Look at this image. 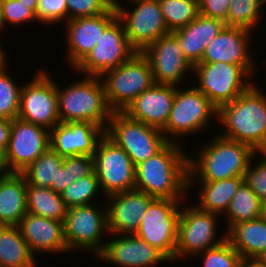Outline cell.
<instances>
[{
    "label": "cell",
    "instance_id": "cell-36",
    "mask_svg": "<svg viewBox=\"0 0 266 267\" xmlns=\"http://www.w3.org/2000/svg\"><path fill=\"white\" fill-rule=\"evenodd\" d=\"M100 190L99 180L93 171L68 185L60 194L66 207L71 208L94 203L95 196L101 194Z\"/></svg>",
    "mask_w": 266,
    "mask_h": 267
},
{
    "label": "cell",
    "instance_id": "cell-39",
    "mask_svg": "<svg viewBox=\"0 0 266 267\" xmlns=\"http://www.w3.org/2000/svg\"><path fill=\"white\" fill-rule=\"evenodd\" d=\"M38 23L57 25L68 21L67 4L65 0H38L36 12Z\"/></svg>",
    "mask_w": 266,
    "mask_h": 267
},
{
    "label": "cell",
    "instance_id": "cell-47",
    "mask_svg": "<svg viewBox=\"0 0 266 267\" xmlns=\"http://www.w3.org/2000/svg\"><path fill=\"white\" fill-rule=\"evenodd\" d=\"M18 1H21V3L30 8L34 13L36 12L38 0H18Z\"/></svg>",
    "mask_w": 266,
    "mask_h": 267
},
{
    "label": "cell",
    "instance_id": "cell-5",
    "mask_svg": "<svg viewBox=\"0 0 266 267\" xmlns=\"http://www.w3.org/2000/svg\"><path fill=\"white\" fill-rule=\"evenodd\" d=\"M187 87H176L171 112L162 130L168 142L180 144V138L209 129L212 117L217 120L218 108L195 86Z\"/></svg>",
    "mask_w": 266,
    "mask_h": 267
},
{
    "label": "cell",
    "instance_id": "cell-17",
    "mask_svg": "<svg viewBox=\"0 0 266 267\" xmlns=\"http://www.w3.org/2000/svg\"><path fill=\"white\" fill-rule=\"evenodd\" d=\"M150 62L156 84L180 87L193 65L184 57L176 36L170 32L161 36L142 52Z\"/></svg>",
    "mask_w": 266,
    "mask_h": 267
},
{
    "label": "cell",
    "instance_id": "cell-23",
    "mask_svg": "<svg viewBox=\"0 0 266 267\" xmlns=\"http://www.w3.org/2000/svg\"><path fill=\"white\" fill-rule=\"evenodd\" d=\"M175 91L176 86L155 83L138 95L123 113L162 131L171 112Z\"/></svg>",
    "mask_w": 266,
    "mask_h": 267
},
{
    "label": "cell",
    "instance_id": "cell-7",
    "mask_svg": "<svg viewBox=\"0 0 266 267\" xmlns=\"http://www.w3.org/2000/svg\"><path fill=\"white\" fill-rule=\"evenodd\" d=\"M95 203L67 209L64 236L70 252L88 251L97 257L105 248L103 238L109 235L107 206ZM103 241V242H102Z\"/></svg>",
    "mask_w": 266,
    "mask_h": 267
},
{
    "label": "cell",
    "instance_id": "cell-44",
    "mask_svg": "<svg viewBox=\"0 0 266 267\" xmlns=\"http://www.w3.org/2000/svg\"><path fill=\"white\" fill-rule=\"evenodd\" d=\"M12 120L0 118V150L6 151L10 138Z\"/></svg>",
    "mask_w": 266,
    "mask_h": 267
},
{
    "label": "cell",
    "instance_id": "cell-9",
    "mask_svg": "<svg viewBox=\"0 0 266 267\" xmlns=\"http://www.w3.org/2000/svg\"><path fill=\"white\" fill-rule=\"evenodd\" d=\"M105 134L130 156L134 165L159 152L167 143L160 129L113 112Z\"/></svg>",
    "mask_w": 266,
    "mask_h": 267
},
{
    "label": "cell",
    "instance_id": "cell-18",
    "mask_svg": "<svg viewBox=\"0 0 266 267\" xmlns=\"http://www.w3.org/2000/svg\"><path fill=\"white\" fill-rule=\"evenodd\" d=\"M109 236L113 238L105 241V248L96 257L100 262L116 267H156L170 261L161 251L150 246L136 234Z\"/></svg>",
    "mask_w": 266,
    "mask_h": 267
},
{
    "label": "cell",
    "instance_id": "cell-52",
    "mask_svg": "<svg viewBox=\"0 0 266 267\" xmlns=\"http://www.w3.org/2000/svg\"><path fill=\"white\" fill-rule=\"evenodd\" d=\"M124 1H125V0H124ZM127 1H129L128 3L131 2V4H132V3H134V2L143 1V0H127Z\"/></svg>",
    "mask_w": 266,
    "mask_h": 267
},
{
    "label": "cell",
    "instance_id": "cell-51",
    "mask_svg": "<svg viewBox=\"0 0 266 267\" xmlns=\"http://www.w3.org/2000/svg\"><path fill=\"white\" fill-rule=\"evenodd\" d=\"M242 267H260L255 264L253 261H244Z\"/></svg>",
    "mask_w": 266,
    "mask_h": 267
},
{
    "label": "cell",
    "instance_id": "cell-16",
    "mask_svg": "<svg viewBox=\"0 0 266 267\" xmlns=\"http://www.w3.org/2000/svg\"><path fill=\"white\" fill-rule=\"evenodd\" d=\"M50 147V130L20 118L12 120L5 161L10 172L21 173Z\"/></svg>",
    "mask_w": 266,
    "mask_h": 267
},
{
    "label": "cell",
    "instance_id": "cell-11",
    "mask_svg": "<svg viewBox=\"0 0 266 267\" xmlns=\"http://www.w3.org/2000/svg\"><path fill=\"white\" fill-rule=\"evenodd\" d=\"M184 203L186 202L182 203L178 223L176 262L213 248L226 240V234L223 233L221 237L216 238L219 232L217 231V218L220 215L203 211L196 205L186 206Z\"/></svg>",
    "mask_w": 266,
    "mask_h": 267
},
{
    "label": "cell",
    "instance_id": "cell-19",
    "mask_svg": "<svg viewBox=\"0 0 266 267\" xmlns=\"http://www.w3.org/2000/svg\"><path fill=\"white\" fill-rule=\"evenodd\" d=\"M117 18L111 7L105 14L76 18L64 23L66 36V61L74 69L95 47L104 30Z\"/></svg>",
    "mask_w": 266,
    "mask_h": 267
},
{
    "label": "cell",
    "instance_id": "cell-4",
    "mask_svg": "<svg viewBox=\"0 0 266 267\" xmlns=\"http://www.w3.org/2000/svg\"><path fill=\"white\" fill-rule=\"evenodd\" d=\"M80 78L65 88L57 82L59 120L88 121L105 130L113 111L108 106L102 80L99 76Z\"/></svg>",
    "mask_w": 266,
    "mask_h": 267
},
{
    "label": "cell",
    "instance_id": "cell-22",
    "mask_svg": "<svg viewBox=\"0 0 266 267\" xmlns=\"http://www.w3.org/2000/svg\"><path fill=\"white\" fill-rule=\"evenodd\" d=\"M105 130L88 121L58 123L50 130V147L61 157L93 155Z\"/></svg>",
    "mask_w": 266,
    "mask_h": 267
},
{
    "label": "cell",
    "instance_id": "cell-46",
    "mask_svg": "<svg viewBox=\"0 0 266 267\" xmlns=\"http://www.w3.org/2000/svg\"><path fill=\"white\" fill-rule=\"evenodd\" d=\"M252 261L260 267H266V251L260 253Z\"/></svg>",
    "mask_w": 266,
    "mask_h": 267
},
{
    "label": "cell",
    "instance_id": "cell-12",
    "mask_svg": "<svg viewBox=\"0 0 266 267\" xmlns=\"http://www.w3.org/2000/svg\"><path fill=\"white\" fill-rule=\"evenodd\" d=\"M42 69L21 87L18 118L51 130L60 123L57 82Z\"/></svg>",
    "mask_w": 266,
    "mask_h": 267
},
{
    "label": "cell",
    "instance_id": "cell-50",
    "mask_svg": "<svg viewBox=\"0 0 266 267\" xmlns=\"http://www.w3.org/2000/svg\"><path fill=\"white\" fill-rule=\"evenodd\" d=\"M260 217L266 221V200L262 201L261 216Z\"/></svg>",
    "mask_w": 266,
    "mask_h": 267
},
{
    "label": "cell",
    "instance_id": "cell-43",
    "mask_svg": "<svg viewBox=\"0 0 266 267\" xmlns=\"http://www.w3.org/2000/svg\"><path fill=\"white\" fill-rule=\"evenodd\" d=\"M230 0H199V13L206 17L223 20L227 26Z\"/></svg>",
    "mask_w": 266,
    "mask_h": 267
},
{
    "label": "cell",
    "instance_id": "cell-33",
    "mask_svg": "<svg viewBox=\"0 0 266 267\" xmlns=\"http://www.w3.org/2000/svg\"><path fill=\"white\" fill-rule=\"evenodd\" d=\"M169 32L187 26L199 16V0H158Z\"/></svg>",
    "mask_w": 266,
    "mask_h": 267
},
{
    "label": "cell",
    "instance_id": "cell-41",
    "mask_svg": "<svg viewBox=\"0 0 266 267\" xmlns=\"http://www.w3.org/2000/svg\"><path fill=\"white\" fill-rule=\"evenodd\" d=\"M262 154L260 160L256 161L252 157L248 169L244 174V182L255 192L261 201L266 200V151ZM256 161V165H253Z\"/></svg>",
    "mask_w": 266,
    "mask_h": 267
},
{
    "label": "cell",
    "instance_id": "cell-32",
    "mask_svg": "<svg viewBox=\"0 0 266 267\" xmlns=\"http://www.w3.org/2000/svg\"><path fill=\"white\" fill-rule=\"evenodd\" d=\"M64 158L49 147L21 174L27 185L51 188L56 183L57 168L63 164Z\"/></svg>",
    "mask_w": 266,
    "mask_h": 267
},
{
    "label": "cell",
    "instance_id": "cell-15",
    "mask_svg": "<svg viewBox=\"0 0 266 267\" xmlns=\"http://www.w3.org/2000/svg\"><path fill=\"white\" fill-rule=\"evenodd\" d=\"M136 52L126 36L122 22L116 18L74 70L76 74L100 77L129 60Z\"/></svg>",
    "mask_w": 266,
    "mask_h": 267
},
{
    "label": "cell",
    "instance_id": "cell-31",
    "mask_svg": "<svg viewBox=\"0 0 266 267\" xmlns=\"http://www.w3.org/2000/svg\"><path fill=\"white\" fill-rule=\"evenodd\" d=\"M262 201L255 192L244 182L233 196L225 212V229L228 231L237 223L254 220L261 216Z\"/></svg>",
    "mask_w": 266,
    "mask_h": 267
},
{
    "label": "cell",
    "instance_id": "cell-24",
    "mask_svg": "<svg viewBox=\"0 0 266 267\" xmlns=\"http://www.w3.org/2000/svg\"><path fill=\"white\" fill-rule=\"evenodd\" d=\"M18 227L35 256L48 252L50 254L69 252L64 236L63 222L27 212Z\"/></svg>",
    "mask_w": 266,
    "mask_h": 267
},
{
    "label": "cell",
    "instance_id": "cell-13",
    "mask_svg": "<svg viewBox=\"0 0 266 267\" xmlns=\"http://www.w3.org/2000/svg\"><path fill=\"white\" fill-rule=\"evenodd\" d=\"M122 22L131 46L137 52H143L150 44L169 32L161 12L158 0H143L132 3L127 9L118 0H111Z\"/></svg>",
    "mask_w": 266,
    "mask_h": 267
},
{
    "label": "cell",
    "instance_id": "cell-49",
    "mask_svg": "<svg viewBox=\"0 0 266 267\" xmlns=\"http://www.w3.org/2000/svg\"><path fill=\"white\" fill-rule=\"evenodd\" d=\"M5 27L6 26L4 25V20H3V15H2V6H1V1H0V36L2 35V32L6 30L4 29Z\"/></svg>",
    "mask_w": 266,
    "mask_h": 267
},
{
    "label": "cell",
    "instance_id": "cell-2",
    "mask_svg": "<svg viewBox=\"0 0 266 267\" xmlns=\"http://www.w3.org/2000/svg\"><path fill=\"white\" fill-rule=\"evenodd\" d=\"M198 147V151H195L197 157L189 156V190L194 185L196 187L198 181L211 182L244 176L252 157L259 155L251 146L219 134Z\"/></svg>",
    "mask_w": 266,
    "mask_h": 267
},
{
    "label": "cell",
    "instance_id": "cell-21",
    "mask_svg": "<svg viewBox=\"0 0 266 267\" xmlns=\"http://www.w3.org/2000/svg\"><path fill=\"white\" fill-rule=\"evenodd\" d=\"M251 34L250 30L244 28L225 26L209 42L199 63L224 62L241 65L254 76L256 61L252 58L254 56L251 55L249 48Z\"/></svg>",
    "mask_w": 266,
    "mask_h": 267
},
{
    "label": "cell",
    "instance_id": "cell-3",
    "mask_svg": "<svg viewBox=\"0 0 266 267\" xmlns=\"http://www.w3.org/2000/svg\"><path fill=\"white\" fill-rule=\"evenodd\" d=\"M217 122L224 127L221 136L266 151V93L256 82L232 102L218 108Z\"/></svg>",
    "mask_w": 266,
    "mask_h": 267
},
{
    "label": "cell",
    "instance_id": "cell-35",
    "mask_svg": "<svg viewBox=\"0 0 266 267\" xmlns=\"http://www.w3.org/2000/svg\"><path fill=\"white\" fill-rule=\"evenodd\" d=\"M265 4L266 0H230L227 26L253 31L259 25L258 21H261L262 7Z\"/></svg>",
    "mask_w": 266,
    "mask_h": 267
},
{
    "label": "cell",
    "instance_id": "cell-34",
    "mask_svg": "<svg viewBox=\"0 0 266 267\" xmlns=\"http://www.w3.org/2000/svg\"><path fill=\"white\" fill-rule=\"evenodd\" d=\"M94 171L93 155H73L65 157L63 164L57 168L56 183H52L51 189L61 193L68 185L79 178L90 175Z\"/></svg>",
    "mask_w": 266,
    "mask_h": 267
},
{
    "label": "cell",
    "instance_id": "cell-1",
    "mask_svg": "<svg viewBox=\"0 0 266 267\" xmlns=\"http://www.w3.org/2000/svg\"><path fill=\"white\" fill-rule=\"evenodd\" d=\"M183 148L182 144L168 142L155 155L135 165V189L157 199L188 198L189 154Z\"/></svg>",
    "mask_w": 266,
    "mask_h": 267
},
{
    "label": "cell",
    "instance_id": "cell-29",
    "mask_svg": "<svg viewBox=\"0 0 266 267\" xmlns=\"http://www.w3.org/2000/svg\"><path fill=\"white\" fill-rule=\"evenodd\" d=\"M18 225H0V267H38Z\"/></svg>",
    "mask_w": 266,
    "mask_h": 267
},
{
    "label": "cell",
    "instance_id": "cell-10",
    "mask_svg": "<svg viewBox=\"0 0 266 267\" xmlns=\"http://www.w3.org/2000/svg\"><path fill=\"white\" fill-rule=\"evenodd\" d=\"M183 201L185 199L155 198L150 203L135 233L150 246L161 251L170 262L175 261L180 206Z\"/></svg>",
    "mask_w": 266,
    "mask_h": 267
},
{
    "label": "cell",
    "instance_id": "cell-48",
    "mask_svg": "<svg viewBox=\"0 0 266 267\" xmlns=\"http://www.w3.org/2000/svg\"><path fill=\"white\" fill-rule=\"evenodd\" d=\"M2 43H1V38H0V66H3L5 64H7L8 62L6 61L7 57H6V53L5 50L2 47Z\"/></svg>",
    "mask_w": 266,
    "mask_h": 267
},
{
    "label": "cell",
    "instance_id": "cell-25",
    "mask_svg": "<svg viewBox=\"0 0 266 267\" xmlns=\"http://www.w3.org/2000/svg\"><path fill=\"white\" fill-rule=\"evenodd\" d=\"M226 26L223 20L201 14L187 26L172 32L183 51L184 57L194 66L204 55L207 45Z\"/></svg>",
    "mask_w": 266,
    "mask_h": 267
},
{
    "label": "cell",
    "instance_id": "cell-40",
    "mask_svg": "<svg viewBox=\"0 0 266 267\" xmlns=\"http://www.w3.org/2000/svg\"><path fill=\"white\" fill-rule=\"evenodd\" d=\"M68 20L105 14L111 7V0H65Z\"/></svg>",
    "mask_w": 266,
    "mask_h": 267
},
{
    "label": "cell",
    "instance_id": "cell-28",
    "mask_svg": "<svg viewBox=\"0 0 266 267\" xmlns=\"http://www.w3.org/2000/svg\"><path fill=\"white\" fill-rule=\"evenodd\" d=\"M199 196L196 206L217 215L225 214L233 196L244 183V176H235L211 182H198ZM199 198V199H198Z\"/></svg>",
    "mask_w": 266,
    "mask_h": 267
},
{
    "label": "cell",
    "instance_id": "cell-42",
    "mask_svg": "<svg viewBox=\"0 0 266 267\" xmlns=\"http://www.w3.org/2000/svg\"><path fill=\"white\" fill-rule=\"evenodd\" d=\"M4 25L38 22L35 13L18 0H1Z\"/></svg>",
    "mask_w": 266,
    "mask_h": 267
},
{
    "label": "cell",
    "instance_id": "cell-8",
    "mask_svg": "<svg viewBox=\"0 0 266 267\" xmlns=\"http://www.w3.org/2000/svg\"><path fill=\"white\" fill-rule=\"evenodd\" d=\"M192 75L198 79L195 87L217 108L232 102L255 83L243 66L224 62L196 63Z\"/></svg>",
    "mask_w": 266,
    "mask_h": 267
},
{
    "label": "cell",
    "instance_id": "cell-20",
    "mask_svg": "<svg viewBox=\"0 0 266 267\" xmlns=\"http://www.w3.org/2000/svg\"><path fill=\"white\" fill-rule=\"evenodd\" d=\"M109 234H135L141 220L155 199L136 189L106 196Z\"/></svg>",
    "mask_w": 266,
    "mask_h": 267
},
{
    "label": "cell",
    "instance_id": "cell-30",
    "mask_svg": "<svg viewBox=\"0 0 266 267\" xmlns=\"http://www.w3.org/2000/svg\"><path fill=\"white\" fill-rule=\"evenodd\" d=\"M26 200L28 213L64 223L68 208L60 193L51 188L27 185Z\"/></svg>",
    "mask_w": 266,
    "mask_h": 267
},
{
    "label": "cell",
    "instance_id": "cell-6",
    "mask_svg": "<svg viewBox=\"0 0 266 267\" xmlns=\"http://www.w3.org/2000/svg\"><path fill=\"white\" fill-rule=\"evenodd\" d=\"M100 78L108 106L113 112H123L138 95L155 84L150 62L142 52H136Z\"/></svg>",
    "mask_w": 266,
    "mask_h": 267
},
{
    "label": "cell",
    "instance_id": "cell-26",
    "mask_svg": "<svg viewBox=\"0 0 266 267\" xmlns=\"http://www.w3.org/2000/svg\"><path fill=\"white\" fill-rule=\"evenodd\" d=\"M26 181L21 173L0 177V225H18L27 213Z\"/></svg>",
    "mask_w": 266,
    "mask_h": 267
},
{
    "label": "cell",
    "instance_id": "cell-14",
    "mask_svg": "<svg viewBox=\"0 0 266 267\" xmlns=\"http://www.w3.org/2000/svg\"><path fill=\"white\" fill-rule=\"evenodd\" d=\"M93 158L94 172L105 197L135 189V165L106 134L100 138Z\"/></svg>",
    "mask_w": 266,
    "mask_h": 267
},
{
    "label": "cell",
    "instance_id": "cell-45",
    "mask_svg": "<svg viewBox=\"0 0 266 267\" xmlns=\"http://www.w3.org/2000/svg\"><path fill=\"white\" fill-rule=\"evenodd\" d=\"M10 171L7 168L5 161V152L0 150V177L9 174Z\"/></svg>",
    "mask_w": 266,
    "mask_h": 267
},
{
    "label": "cell",
    "instance_id": "cell-38",
    "mask_svg": "<svg viewBox=\"0 0 266 267\" xmlns=\"http://www.w3.org/2000/svg\"><path fill=\"white\" fill-rule=\"evenodd\" d=\"M198 256L202 258V267H242L244 263L241 255L227 239L221 244L209 248L194 257Z\"/></svg>",
    "mask_w": 266,
    "mask_h": 267
},
{
    "label": "cell",
    "instance_id": "cell-27",
    "mask_svg": "<svg viewBox=\"0 0 266 267\" xmlns=\"http://www.w3.org/2000/svg\"><path fill=\"white\" fill-rule=\"evenodd\" d=\"M226 239L244 261H252L266 251V221L260 217L237 223L226 232Z\"/></svg>",
    "mask_w": 266,
    "mask_h": 267
},
{
    "label": "cell",
    "instance_id": "cell-37",
    "mask_svg": "<svg viewBox=\"0 0 266 267\" xmlns=\"http://www.w3.org/2000/svg\"><path fill=\"white\" fill-rule=\"evenodd\" d=\"M9 63L0 66V118L13 120L18 118L21 87L10 72Z\"/></svg>",
    "mask_w": 266,
    "mask_h": 267
}]
</instances>
